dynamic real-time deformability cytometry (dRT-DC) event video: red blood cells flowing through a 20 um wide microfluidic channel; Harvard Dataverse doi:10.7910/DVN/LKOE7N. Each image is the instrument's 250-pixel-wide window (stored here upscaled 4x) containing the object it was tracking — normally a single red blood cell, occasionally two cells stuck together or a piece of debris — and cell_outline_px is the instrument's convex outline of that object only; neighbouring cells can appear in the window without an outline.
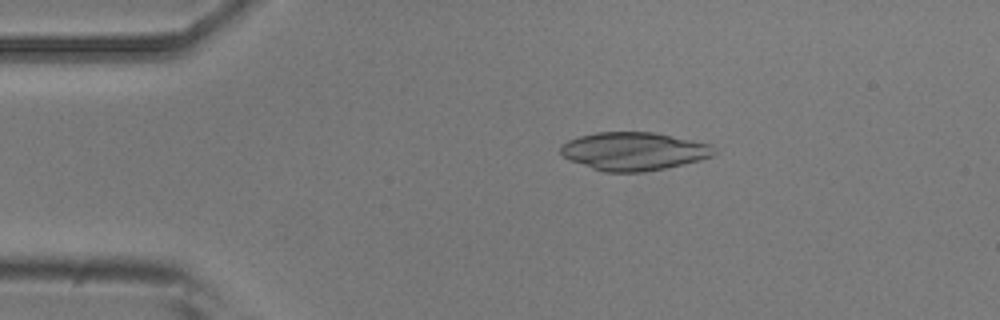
{"species": "common noctule bat (a hibernating species)", "species_latin": "Nyctalus noctula", "temperature_condition": "room temperature", "stored_images_in_passage": 2, "camera_frame_rate_fps": 3000, "um_per_image_px": 0.085, "animal": {"sex": "male", "body_mass_g": 20.5, "forearm_length_mm": 52.5}, "frame": {"image": 1, "passage_image": 1, "time_ms": 0.0, "image_size_px": [1000, 320], "cell_outline_px": [[716, 152], [712, 156], [700, 160], [684, 164], [644, 172], [604, 172], [592, 168], [572, 160], [564, 156], [560, 152], [560, 148], [568, 140], [580, 136], [596, 132], [652, 132], [712, 144]], "centroid_in_image_um": [53.9, 12.85], "position_along_channel_um": 31.1, "area_um2": 33.87}}